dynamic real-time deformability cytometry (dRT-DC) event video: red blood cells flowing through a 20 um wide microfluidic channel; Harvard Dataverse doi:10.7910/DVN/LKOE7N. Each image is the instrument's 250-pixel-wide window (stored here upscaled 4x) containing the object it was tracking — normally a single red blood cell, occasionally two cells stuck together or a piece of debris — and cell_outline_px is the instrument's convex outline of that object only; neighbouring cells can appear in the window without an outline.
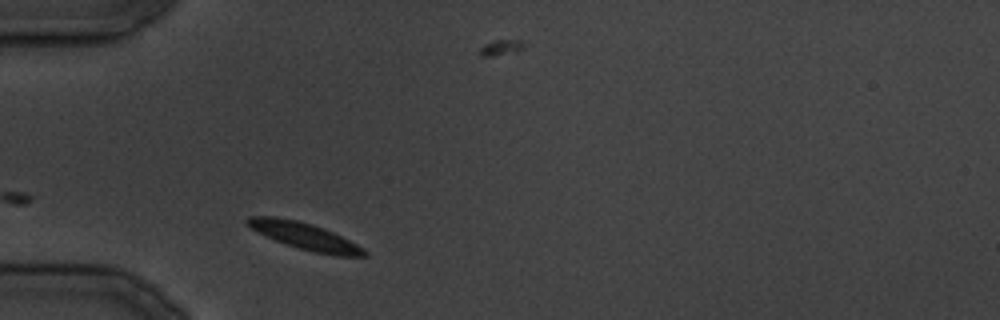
{"species": "common noctule bat (a hibernating species)", "species_latin": "Nyctalus noctula", "temperature_condition": "cold", "stored_images_in_passage": 26, "camera_frame_rate_fps": 3000, "um_per_image_px": 0.085, "animal": {"sex": "male", "body_mass_g": 19.5, "forearm_length_mm": 54.6}, "frame": {"image": 1, "passage_image": 1, "time_ms": 0.0, "image_size_px": [1000, 320], "cell_outline_px": [[368, 256], [336, 256], [312, 252], [276, 240], [244, 224], [244, 220], [248, 216], [276, 216], [296, 220], [312, 224], [332, 232], [364, 248], [368, 252]], "centroid_in_image_um": [25.91, 20.07], "position_along_channel_um": 59.1, "area_um2": 18.03}}
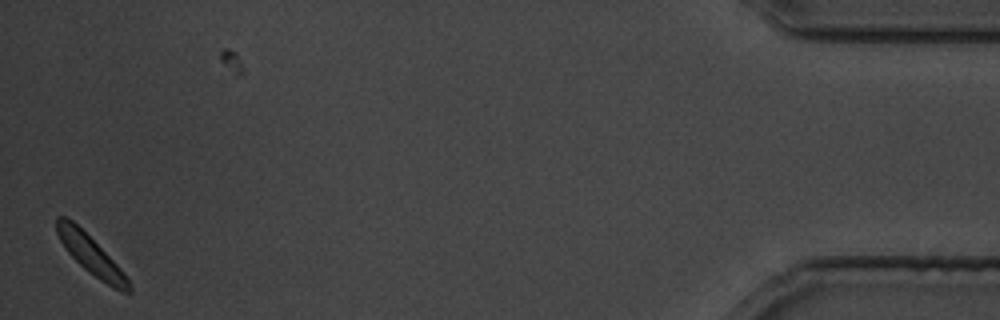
{"frame": {"image": 2, "passage_image": 26, "time_ms": 30.333, "image_size_px": [1000, 320], "cell_outline_px": [[132, 292], [120, 292], [100, 280], [88, 272], [68, 252], [60, 240], [56, 232], [56, 216], [64, 216], [72, 220], [128, 276], [132, 284]], "centroid_in_image_um": [7.75, 21.71], "position_along_channel_um": 427.4, "area_um2": 15.95}}